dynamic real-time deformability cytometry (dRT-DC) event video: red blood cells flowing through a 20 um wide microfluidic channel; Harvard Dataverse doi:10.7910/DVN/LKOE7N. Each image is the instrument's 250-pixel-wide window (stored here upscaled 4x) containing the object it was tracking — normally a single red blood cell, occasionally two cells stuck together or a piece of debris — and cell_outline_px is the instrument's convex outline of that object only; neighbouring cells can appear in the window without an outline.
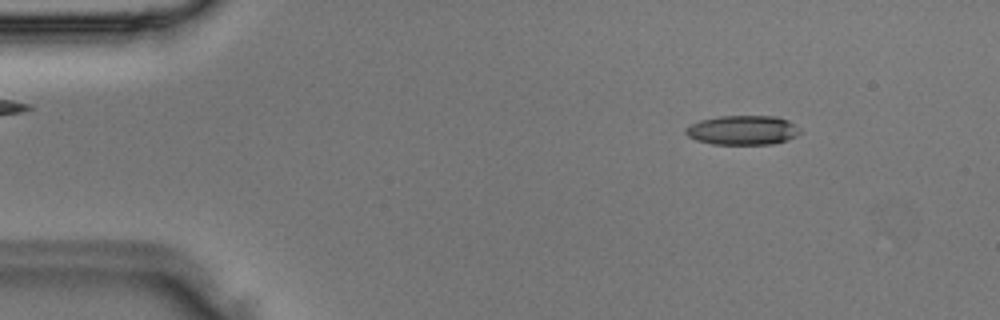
{"species": "Egyptian fruit bat (a non-hibernating species)", "species_latin": "Rousettus aegyptiacus", "temperature_condition": "room temperature", "stored_images_in_passage": 4, "segment_of_instrument_passage": [1, 2], "camera_frame_rate_fps": 3000, "um_per_image_px": 0.085, "animal": {"sex": "male"}, "frame": {"image": 1, "passage_image": 1, "time_ms": 0.0, "image_size_px": [1000, 320], "cell_outline_px": [[800, 132], [796, 136], [788, 140], [772, 144], [712, 144], [696, 140], [688, 136], [684, 132], [684, 128], [700, 120], [720, 116], [776, 116], [788, 120], [800, 128]], "centroid_in_image_um": [63.13, 11.06], "position_along_channel_um": 21.9, "area_um2": 19.65}}
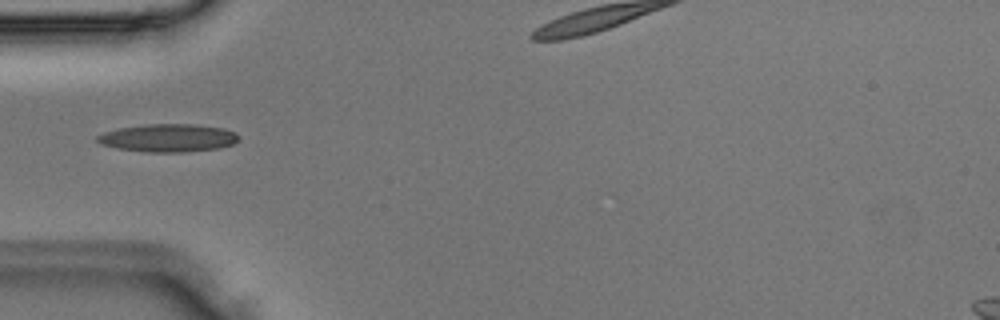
{"frame": {"image": 2, "passage_image": 3, "time_ms": 0.667, "image_size_px": [1000, 320], "cell_outline_px": [[240, 136], [232, 144], [220, 148], [180, 152], [148, 152], [120, 148], [100, 144], [96, 140], [96, 136], [104, 132], [120, 128], [144, 124], [196, 124], [224, 128], [236, 132]], "centroid_in_image_um": [14.31, 11.71], "position_along_channel_um": 70.7, "area_um2": 22.95}}